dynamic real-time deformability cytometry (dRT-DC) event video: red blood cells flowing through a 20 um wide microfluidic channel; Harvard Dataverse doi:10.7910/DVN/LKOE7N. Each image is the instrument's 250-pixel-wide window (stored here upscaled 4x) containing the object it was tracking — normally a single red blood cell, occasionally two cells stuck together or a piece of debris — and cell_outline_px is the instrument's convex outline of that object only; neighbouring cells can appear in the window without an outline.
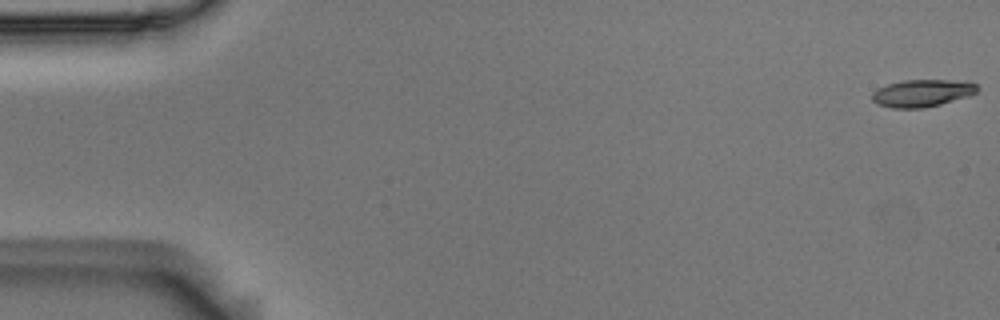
{"species": "Egyptian fruit bat (a non-hibernating species)", "species_latin": "Rousettus aegyptiacus", "temperature_condition": "room temperature", "stored_images_in_passage": 55, "camera_frame_rate_fps": 3000, "um_per_image_px": 0.085, "animal": {"sex": "male"}, "frame": {"image": 1, "passage_image": 1, "time_ms": 0.0, "image_size_px": [1000, 320], "cell_outline_px": [[980, 88], [976, 92], [968, 96], [940, 104], [924, 108], [892, 108], [880, 104], [872, 100], [872, 92], [876, 88], [888, 84], [904, 80], [948, 80], [976, 84]], "centroid_in_image_um": [78.35, 7.92], "position_along_channel_um": 6.7, "area_um2": 16.53}}
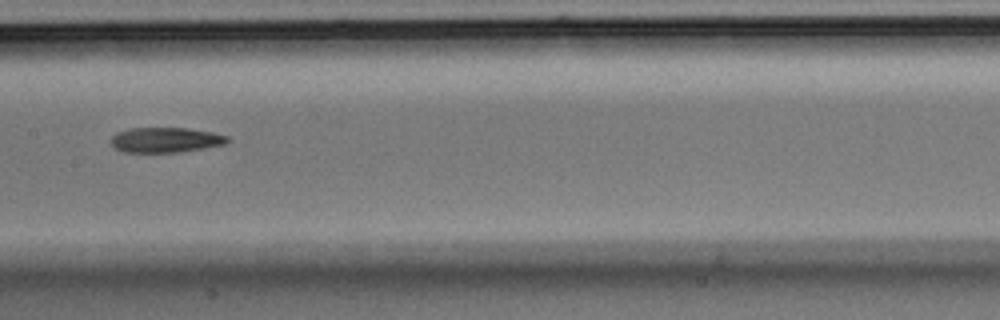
{"frame": {"image": 2, "passage_image": 28, "time_ms": 9.0, "image_size_px": [1000, 320], "cell_outline_px": [[232, 140], [224, 144], [204, 148], [176, 152], [124, 152], [116, 148], [108, 140], [116, 132], [128, 128], [188, 128], [212, 132], [228, 136]], "centroid_in_image_um": [14.06, 11.88], "position_along_channel_um": 193.3, "area_um2": 17.11}}
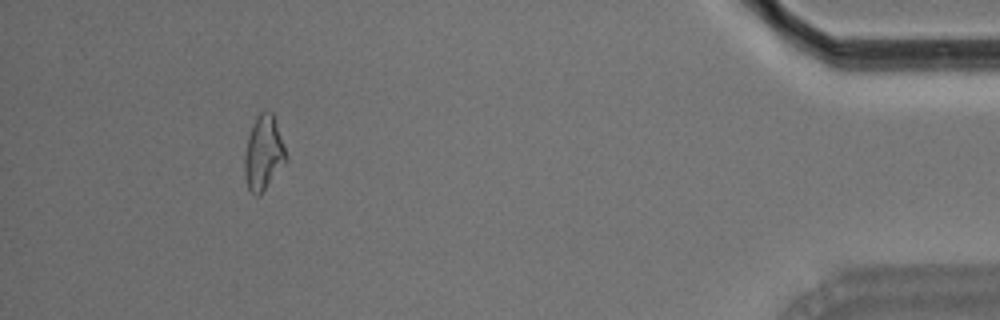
{"frame": {"image": 3, "passage_image": 51, "time_ms": 16.667, "image_size_px": [1000, 320], "cell_outline_px": [[288, 160], [260, 196], [256, 196], [248, 188], [244, 172], [244, 156], [248, 136], [252, 124], [256, 116], [264, 108], [268, 108], [272, 112], [288, 156]], "centroid_in_image_um": [22.41, 12.99], "position_along_channel_um": 412.8, "area_um2": 18.26}, "authors_computed_cell_mechanics": {"area_um2": 17.5134, "velocity_mm_per_s": 3.6705, "shape_relaxation_time_tau1_ms": 8.0639, "shape_relaxation_time_tau2_ms": null, "deformation_change_tau1": 0.1739, "deformation_change_tau2": null}}